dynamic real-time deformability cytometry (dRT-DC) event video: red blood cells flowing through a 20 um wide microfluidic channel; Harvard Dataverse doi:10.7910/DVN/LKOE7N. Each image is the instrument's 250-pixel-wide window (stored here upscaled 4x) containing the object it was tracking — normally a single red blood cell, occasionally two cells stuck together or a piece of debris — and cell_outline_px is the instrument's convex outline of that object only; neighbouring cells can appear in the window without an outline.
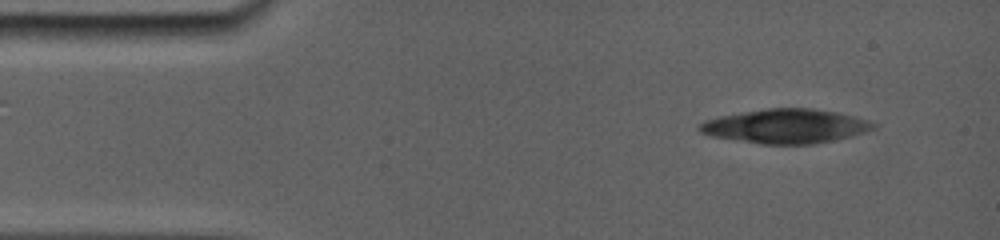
{"species": "common noctule bat (a hibernating species)", "species_latin": "Nyctalus noctula", "temperature_condition": "room temperature", "stored_images_in_passage": 14, "camera_frame_rate_fps": 5000, "um_per_image_px": 0.085, "animal": {"sex": "female", "body_mass_g": 19.0, "forearm_length_mm": 56.7}, "frame": {"image": 1, "passage_image": 1, "time_ms": 0.0, "image_size_px": [1000, 240], "cell_outline_px": [[872, 124], [868, 128], [860, 132], [844, 136], [824, 140], [796, 144], [776, 144], [720, 136], [704, 132], [700, 128], [700, 124], [708, 120], [724, 116], [768, 108], [808, 108], [832, 112]], "centroid_in_image_um": [66.68, 10.69], "position_along_channel_um": 18.3, "area_um2": 31.33}}
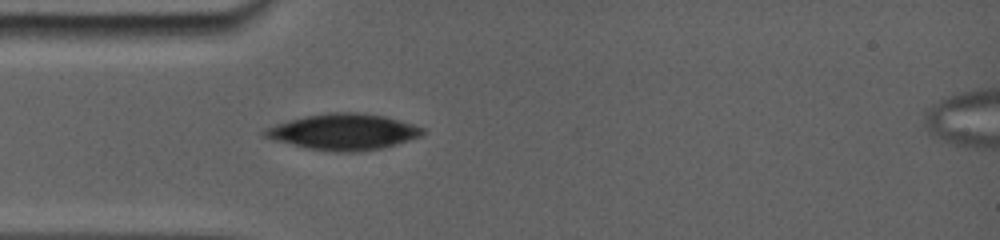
{"frame": {"image": 2, "passage_image": 10, "time_ms": 3.2, "image_size_px": [1000, 240], "cell_outline_px": [[420, 132], [416, 136], [392, 144], [376, 148], [312, 148], [264, 136], [264, 132], [268, 128], [292, 120], [308, 116], [332, 112], [356, 112], [384, 116], [412, 124], [420, 128]], "centroid_in_image_um": [29.19, 11.13], "position_along_channel_um": 55.8, "area_um2": 30.0}}
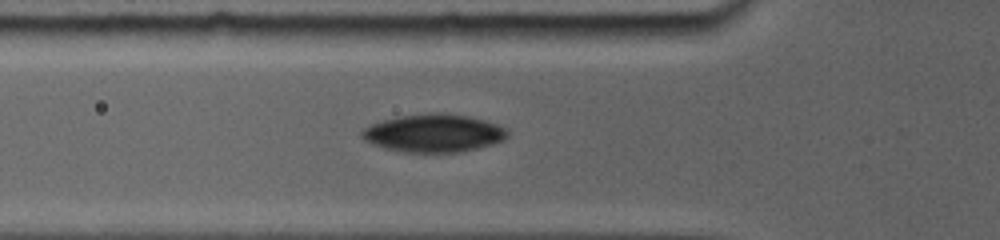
{"frame": {"image": 3, "passage_image": 12, "time_ms": 4.2, "image_size_px": [1000, 240], "cell_outline_px": [[508, 132], [504, 140], [456, 152], [404, 152], [388, 148], [376, 144], [368, 140], [360, 132], [364, 128], [372, 124], [384, 120], [400, 116], [468, 116], [484, 120]], "centroid_in_image_um": [36.83, 11.35], "position_along_channel_um": 89.0, "area_um2": 30.0}}